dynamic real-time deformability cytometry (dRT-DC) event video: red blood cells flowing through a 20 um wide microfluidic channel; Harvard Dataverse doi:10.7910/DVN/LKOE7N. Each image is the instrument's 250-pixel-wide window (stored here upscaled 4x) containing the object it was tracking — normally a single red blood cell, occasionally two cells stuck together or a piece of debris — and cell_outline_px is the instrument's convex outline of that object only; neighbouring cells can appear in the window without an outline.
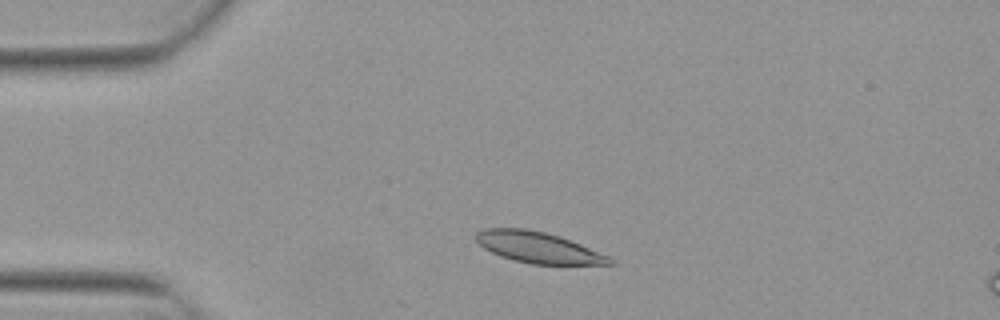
{"species": "Egyptian fruit bat (a non-hibernating species)", "species_latin": "Rousettus aegyptiacus", "temperature_condition": "warm", "stored_images_in_passage": 3, "camera_frame_rate_fps": 3000, "um_per_image_px": 0.085, "animal": {"sex": "female"}, "frame": {"image": 1, "passage_image": 1, "time_ms": 0.0, "image_size_px": [1000, 320], "cell_outline_px": [[616, 264], [532, 264], [512, 260], [500, 256], [484, 248], [476, 240], [476, 232], [484, 228], [524, 228], [544, 232], [560, 236], [580, 244], [608, 256], [616, 260]], "centroid_in_image_um": [45.74, 21.03], "position_along_channel_um": 39.3, "area_um2": 24.04}}